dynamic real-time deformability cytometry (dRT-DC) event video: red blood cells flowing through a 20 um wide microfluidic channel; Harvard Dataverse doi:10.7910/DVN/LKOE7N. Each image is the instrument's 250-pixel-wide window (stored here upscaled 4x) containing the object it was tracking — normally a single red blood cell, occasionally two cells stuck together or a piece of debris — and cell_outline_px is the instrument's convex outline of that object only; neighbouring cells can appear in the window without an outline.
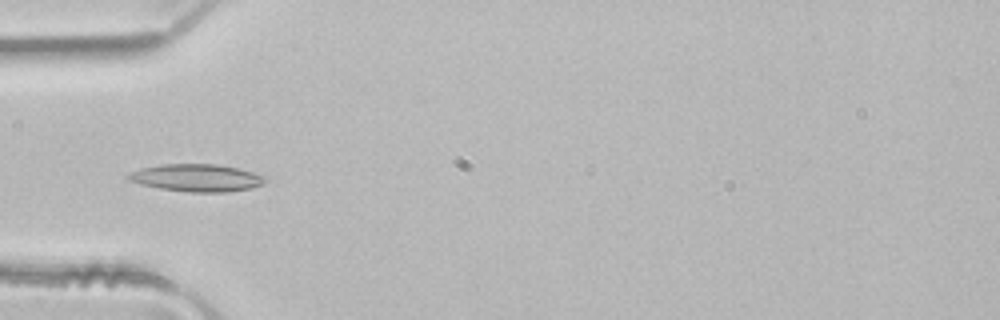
{"species": "common noctule bat (a hibernating species)", "species_latin": "Nyctalus noctula", "temperature_condition": "room temperature", "stored_images_in_passage": 3, "camera_frame_rate_fps": 3000, "um_per_image_px": 0.085, "animal": {"sex": "male", "body_mass_g": 21.5, "forearm_length_mm": 52.0}, "frame": {"image": 1, "passage_image": 3, "time_ms": 0.667, "image_size_px": [1000, 320], "cell_outline_px": [[268, 180], [264, 184], [252, 188], [228, 192], [188, 192], [160, 188], [128, 180], [124, 176], [128, 172], [140, 168], [160, 164], [216, 164], [236, 168], [252, 172], [264, 176]], "centroid_in_image_um": [16.71, 15.11], "position_along_channel_um": 68.3, "area_um2": 21.96}}